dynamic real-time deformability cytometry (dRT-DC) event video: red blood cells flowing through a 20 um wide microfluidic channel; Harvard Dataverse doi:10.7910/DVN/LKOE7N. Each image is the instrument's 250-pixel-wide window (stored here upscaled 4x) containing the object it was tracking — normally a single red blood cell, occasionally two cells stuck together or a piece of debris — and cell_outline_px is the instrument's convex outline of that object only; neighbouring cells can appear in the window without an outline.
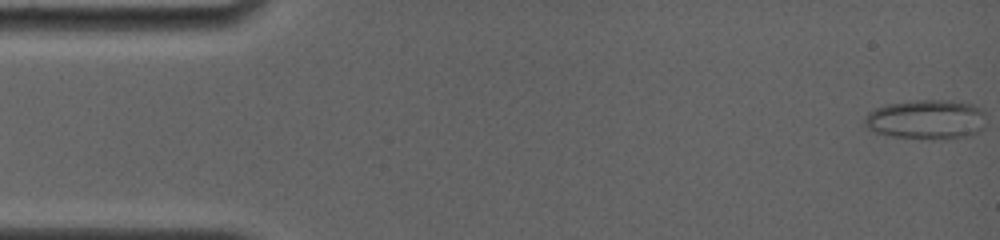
{"species": "common noctule bat (a hibernating species)", "species_latin": "Nyctalus noctula", "temperature_condition": "room temperature", "stored_images_in_passage": 24, "camera_frame_rate_fps": 4000, "um_per_image_px": 0.085, "animal": {"sex": "female", "body_mass_g": 19.0, "forearm_length_mm": 56.7}, "frame": {"image": 1, "passage_image": 1, "time_ms": 0.0, "image_size_px": [1000, 240], "cell_outline_px": [[984, 112], [980, 128], [976, 132], [968, 136], [932, 140], [928, 140], [892, 136], [876, 132], [868, 128], [864, 124], [864, 120], [868, 112], [884, 104], [916, 100], [948, 100], [972, 104], [980, 108]], "centroid_in_image_um": [78.68, 10.15], "position_along_channel_um": 6.3, "area_um2": 27.92}}
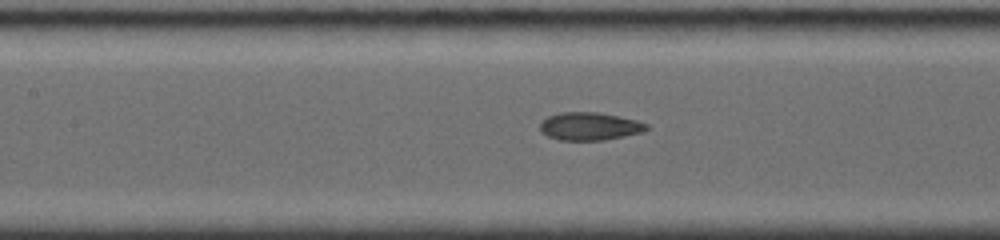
{"frame": {"image": 2, "passage_image": 15, "time_ms": 7.25, "image_size_px": [1000, 240], "cell_outline_px": [[648, 128], [644, 132], [604, 140], [560, 140], [548, 136], [540, 128], [540, 124], [548, 116], [560, 112], [600, 112], [636, 120], [648, 124]], "centroid_in_image_um": [50.15, 10.73], "position_along_channel_um": 157.3, "area_um2": 17.22}}
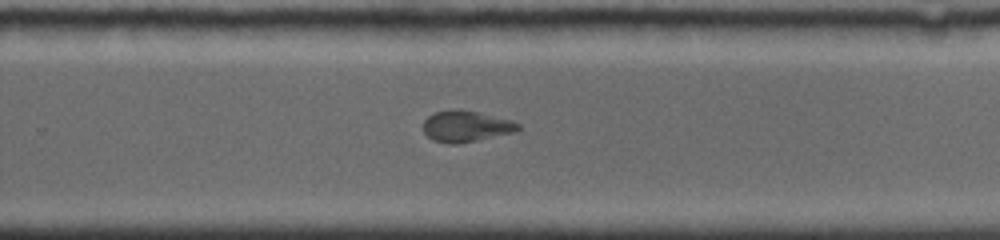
{"frame": {"image": 3, "passage_image": 24, "time_ms": 10.75, "image_size_px": [1000, 240], "cell_outline_px": [[520, 128], [516, 132], [456, 144], [448, 144], [432, 140], [424, 132], [424, 120], [428, 116], [436, 112], [452, 108], [460, 108], [512, 120], [520, 124]], "centroid_in_image_um": [39.61, 10.72], "position_along_channel_um": 290.2, "area_um2": 17.34}}